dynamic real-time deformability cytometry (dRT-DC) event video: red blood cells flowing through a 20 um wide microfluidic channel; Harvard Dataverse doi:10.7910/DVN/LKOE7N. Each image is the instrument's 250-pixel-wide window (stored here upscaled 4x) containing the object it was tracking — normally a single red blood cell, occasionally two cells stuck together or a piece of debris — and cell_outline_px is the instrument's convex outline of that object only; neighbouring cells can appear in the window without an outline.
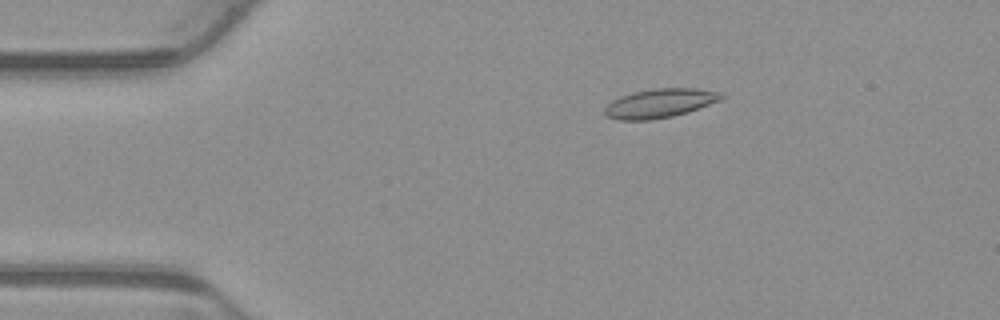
{"species": "common noctule bat (a hibernating species)", "species_latin": "Nyctalus noctula", "temperature_condition": "warm", "stored_images_in_passage": 3, "camera_frame_rate_fps": 3000, "um_per_image_px": 0.085, "animal": {"sex": "male", "body_mass_g": 23.1, "forearm_length_mm": 52.7}, "frame": {"image": 1, "passage_image": 2, "time_ms": 0.333, "image_size_px": [1000, 320], "cell_outline_px": [[728, 96], [724, 100], [688, 112], [672, 116], [652, 120], [620, 120], [604, 116], [604, 108], [612, 100], [620, 96], [632, 92], [652, 88], [696, 88], [724, 92]], "centroid_in_image_um": [56.16, 8.76], "position_along_channel_um": 28.8, "area_um2": 20.29}}